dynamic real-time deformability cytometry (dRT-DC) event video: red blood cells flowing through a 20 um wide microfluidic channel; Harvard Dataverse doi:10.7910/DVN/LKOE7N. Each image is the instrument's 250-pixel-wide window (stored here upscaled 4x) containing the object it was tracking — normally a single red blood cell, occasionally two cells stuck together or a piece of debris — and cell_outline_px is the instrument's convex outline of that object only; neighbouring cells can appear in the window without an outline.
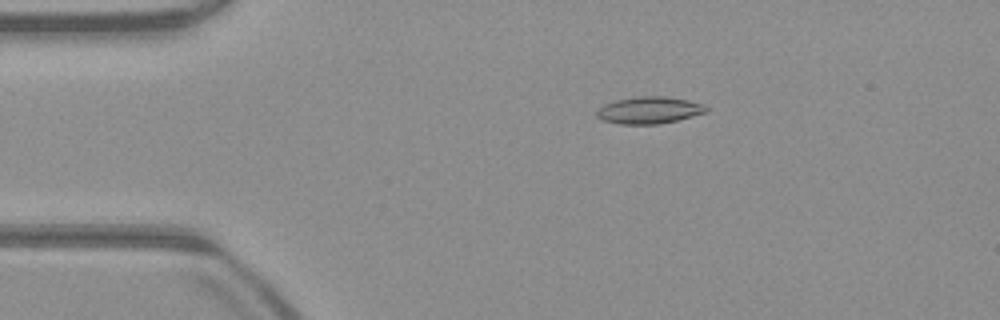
{"species": "common noctule bat (a hibernating species)", "species_latin": "Nyctalus noctula", "temperature_condition": "warm", "stored_images_in_passage": 43, "camera_frame_rate_fps": 3000, "um_per_image_px": 0.085, "animal": {"sex": "male", "body_mass_g": 23.1, "forearm_length_mm": 52.7}, "frame": {"image": 1, "passage_image": 1, "time_ms": 0.0, "image_size_px": [1000, 320], "cell_outline_px": [[708, 112], [660, 124], [620, 124], [604, 120], [596, 116], [596, 112], [604, 104], [616, 100], [636, 96], [664, 96], [688, 100], [704, 104], [708, 108]], "centroid_in_image_um": [55.2, 9.36], "position_along_channel_um": 29.8, "area_um2": 17.17}}
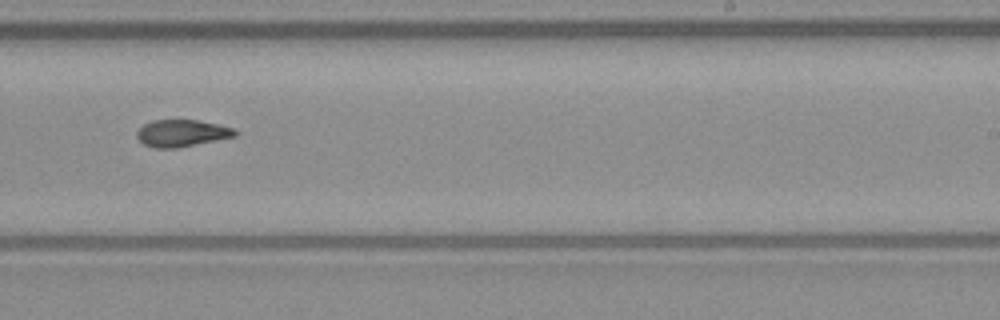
{"frame": {"image": 2, "passage_image": 23, "time_ms": 7.333, "image_size_px": [1000, 320], "cell_outline_px": [[240, 132], [236, 136], [176, 148], [152, 148], [144, 144], [136, 136], [136, 132], [144, 124], [152, 120], [196, 120], [220, 124], [236, 128]], "centroid_in_image_um": [15.49, 11.31], "position_along_channel_um": 273.5, "area_um2": 15.55}}
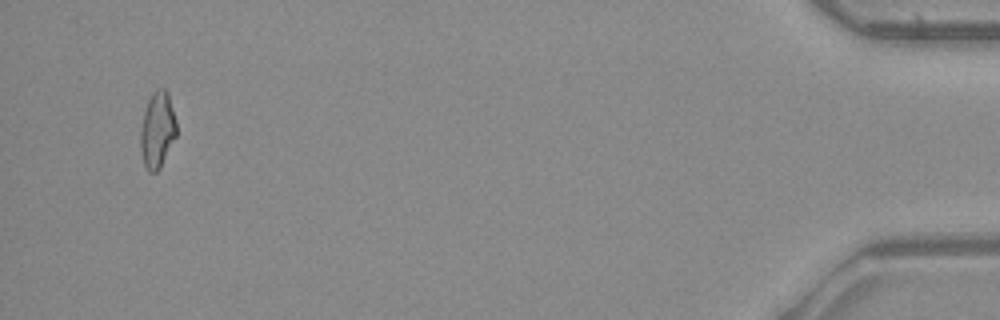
{"frame": {"image": 3, "passage_image": 41, "time_ms": 13.333, "image_size_px": [1000, 320], "cell_outline_px": [[176, 136], [160, 168], [156, 172], [148, 172], [144, 164], [140, 152], [140, 132], [144, 112], [148, 100], [152, 92], [156, 88], [164, 88], [168, 92], [176, 120]], "centroid_in_image_um": [13.37, 11.03], "position_along_channel_um": 421.8, "area_um2": 16.07}, "authors_computed_cell_mechanics": {"area_um2": 16.0106, "velocity_mm_per_s": 3.9806, "shape_relaxation_time_tau1_ms": null, "shape_relaxation_time_tau2_ms": 3.418, "deformation_change_tau1": null, "deformation_change_tau2": 0.1034}}